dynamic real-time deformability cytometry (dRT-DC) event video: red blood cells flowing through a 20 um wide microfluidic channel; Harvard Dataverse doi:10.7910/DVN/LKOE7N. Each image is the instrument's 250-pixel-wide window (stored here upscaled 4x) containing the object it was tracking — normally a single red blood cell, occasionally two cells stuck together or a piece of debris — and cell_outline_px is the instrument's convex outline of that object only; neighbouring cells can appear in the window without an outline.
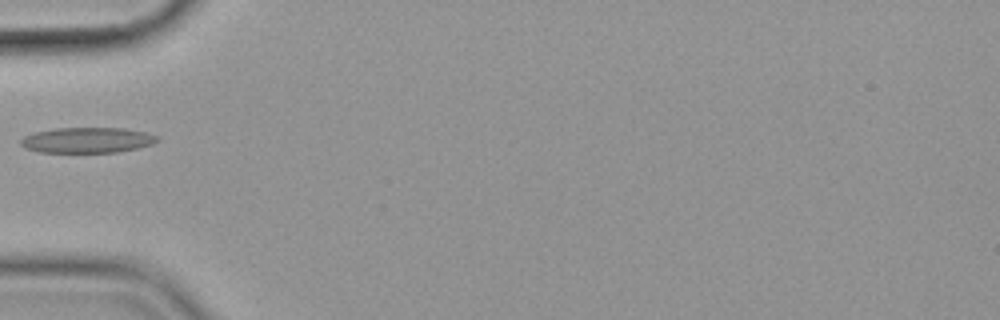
{"species": "common noctule bat (a hibernating species)", "species_latin": "Nyctalus noctula", "temperature_condition": "cold", "stored_images_in_passage": 38, "camera_frame_rate_fps": 3000, "um_per_image_px": 0.085, "animal": {"sex": "female", "body_mass_g": 19.9}, "frame": {"image": 1, "passage_image": 1, "time_ms": 0.0, "image_size_px": [1000, 320], "cell_outline_px": [[160, 140], [152, 144], [136, 148], [116, 152], [40, 152], [24, 148], [20, 144], [20, 140], [24, 136], [36, 132], [56, 128], [124, 128], [144, 132], [160, 136]], "centroid_in_image_um": [7.42, 11.91], "position_along_channel_um": 77.6, "area_um2": 20.23}}
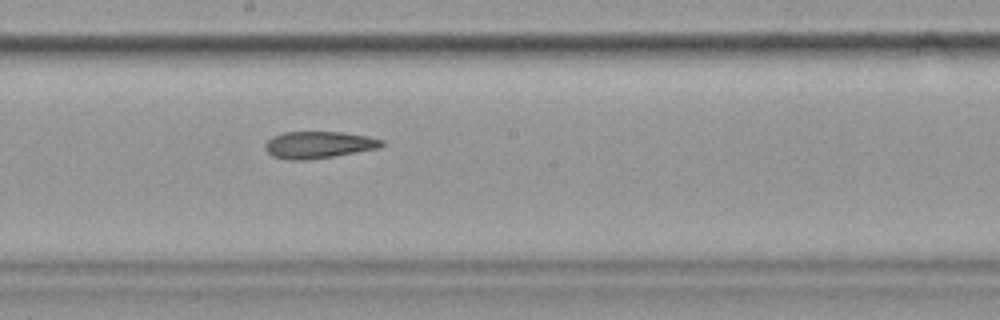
{"frame": {"image": 2, "passage_image": 13, "time_ms": 4.0, "image_size_px": [1000, 320], "cell_outline_px": [[384, 144], [380, 148], [308, 160], [288, 160], [272, 156], [264, 148], [264, 144], [272, 136], [284, 132], [344, 132], [368, 136], [384, 140]], "centroid_in_image_um": [27.07, 12.3], "position_along_channel_um": 221.1, "area_um2": 18.38}}
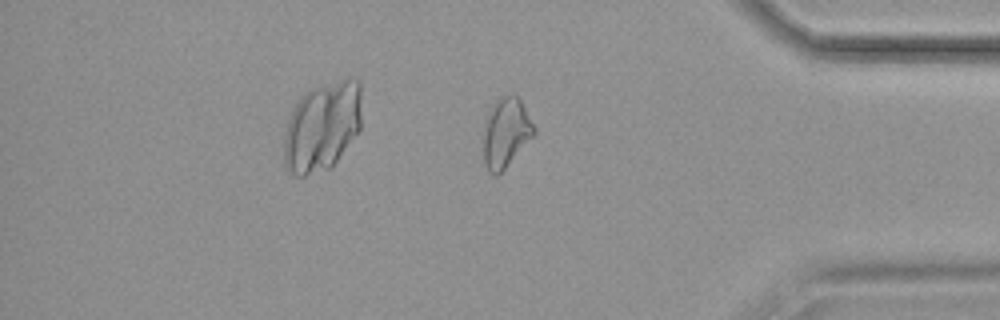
{"frame": {"image": 3, "passage_image": 29, "time_ms": 9.333, "image_size_px": [1000, 320], "cell_outline_px": [[536, 132], [504, 168], [496, 176], [492, 176], [488, 172], [484, 164], [484, 120], [492, 104], [500, 96], [512, 92], [520, 100], [536, 128]], "centroid_in_image_um": [42.97, 11.24], "position_along_channel_um": 392.2, "area_um2": 20.46}}